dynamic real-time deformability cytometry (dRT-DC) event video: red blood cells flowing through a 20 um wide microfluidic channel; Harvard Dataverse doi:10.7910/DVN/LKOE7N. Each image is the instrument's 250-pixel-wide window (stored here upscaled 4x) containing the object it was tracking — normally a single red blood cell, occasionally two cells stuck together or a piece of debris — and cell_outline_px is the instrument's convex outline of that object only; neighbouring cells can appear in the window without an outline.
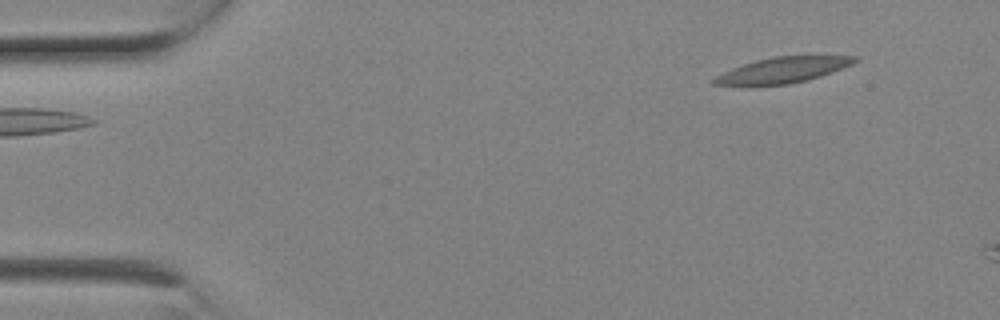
{"species": "Egyptian fruit bat (a non-hibernating species)", "species_latin": "Rousettus aegyptiacus", "temperature_condition": "room temperature", "stored_images_in_passage": 3, "camera_frame_rate_fps": 3000, "um_per_image_px": 0.085, "animal": {"sex": "female"}, "frame": {"image": 1, "passage_image": 3, "time_ms": 0.667, "image_size_px": [1000, 320], "cell_outline_px": [[860, 60], [852, 64], [832, 72], [808, 80], [788, 84], [712, 84], [712, 80], [716, 76], [732, 68], [756, 60], [776, 56], [856, 56]], "centroid_in_image_um": [66.6, 5.93], "position_along_channel_um": 18.4, "area_um2": 20.46}}